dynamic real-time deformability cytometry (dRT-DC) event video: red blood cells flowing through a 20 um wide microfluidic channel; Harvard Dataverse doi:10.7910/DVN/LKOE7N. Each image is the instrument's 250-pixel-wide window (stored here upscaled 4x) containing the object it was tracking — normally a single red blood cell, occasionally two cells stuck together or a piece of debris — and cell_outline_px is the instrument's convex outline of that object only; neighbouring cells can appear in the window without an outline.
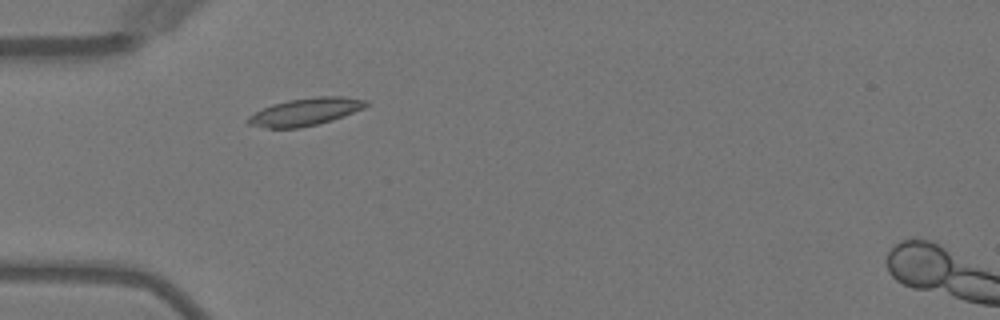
{"species": "Egyptian fruit bat (a non-hibernating species)", "species_latin": "Rousettus aegyptiacus", "temperature_condition": "warm", "stored_images_in_passage": 4, "camera_frame_rate_fps": 3000, "um_per_image_px": 0.085, "animal": {"sex": "female"}, "frame": {"image": 1, "passage_image": 3, "time_ms": 2.333, "image_size_px": [1000, 320], "cell_outline_px": [[368, 104], [364, 108], [344, 116], [332, 120], [300, 128], [268, 128], [248, 124], [248, 116], [272, 104], [288, 100], [316, 96], [344, 96], [368, 100]], "centroid_in_image_um": [25.99, 9.49], "position_along_channel_um": 59.0, "area_um2": 18.84}}